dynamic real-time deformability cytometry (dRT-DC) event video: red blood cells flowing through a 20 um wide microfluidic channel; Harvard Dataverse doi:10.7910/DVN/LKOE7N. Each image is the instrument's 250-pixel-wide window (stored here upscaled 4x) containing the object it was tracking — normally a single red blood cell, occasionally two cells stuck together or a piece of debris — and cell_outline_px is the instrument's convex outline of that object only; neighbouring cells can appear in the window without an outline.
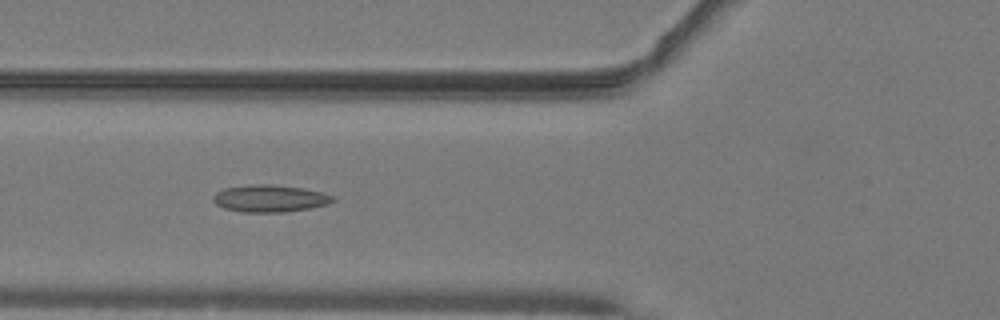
{"species": "common noctule bat (a hibernating species)", "species_latin": "Nyctalus noctula", "temperature_condition": "warm", "stored_images_in_passage": 36, "camera_frame_rate_fps": 3000, "um_per_image_px": 0.085, "animal": {"sex": "male", "body_mass_g": 19.2, "forearm_length_mm": 51.8}, "frame": {"image": 1, "passage_image": 6, "time_ms": 1.667, "image_size_px": [1000, 320], "cell_outline_px": [[336, 200], [328, 204], [308, 208], [284, 212], [240, 212], [224, 208], [216, 204], [212, 200], [212, 196], [216, 192], [224, 188], [248, 184], [268, 184], [304, 188], [320, 192], [332, 196]], "centroid_in_image_um": [22.88, 16.86], "position_along_channel_um": 102.9, "area_um2": 18.96}}
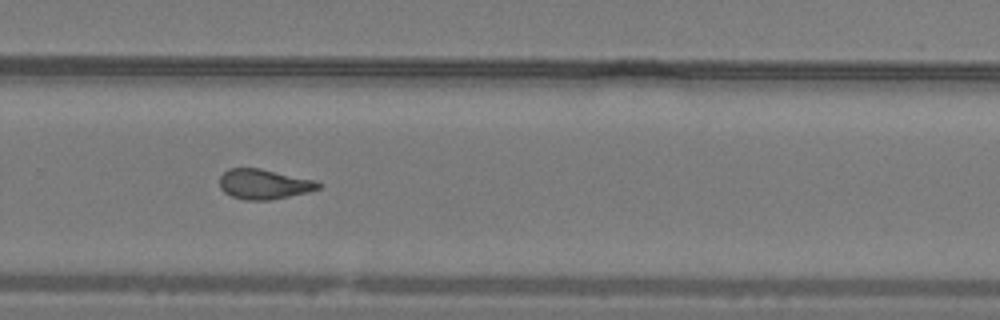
{"frame": {"image": 2, "passage_image": 21, "time_ms": 6.667, "image_size_px": [1000, 320], "cell_outline_px": [[324, 184], [320, 188], [308, 192], [272, 200], [248, 200], [232, 196], [224, 192], [220, 188], [220, 176], [228, 168], [260, 168], [316, 180]], "centroid_in_image_um": [22.47, 15.65], "position_along_channel_um": 307.3, "area_um2": 17.4}, "authors_computed_cell_mechanics": {"area_um2": 17.5712, "velocity_mm_per_s": 4.0989, "shape_relaxation_time_tau1_ms": null, "shape_relaxation_time_tau2_ms": 2.7259, "deformation_change_tau1": null, "deformation_change_tau2": 0.1154}}